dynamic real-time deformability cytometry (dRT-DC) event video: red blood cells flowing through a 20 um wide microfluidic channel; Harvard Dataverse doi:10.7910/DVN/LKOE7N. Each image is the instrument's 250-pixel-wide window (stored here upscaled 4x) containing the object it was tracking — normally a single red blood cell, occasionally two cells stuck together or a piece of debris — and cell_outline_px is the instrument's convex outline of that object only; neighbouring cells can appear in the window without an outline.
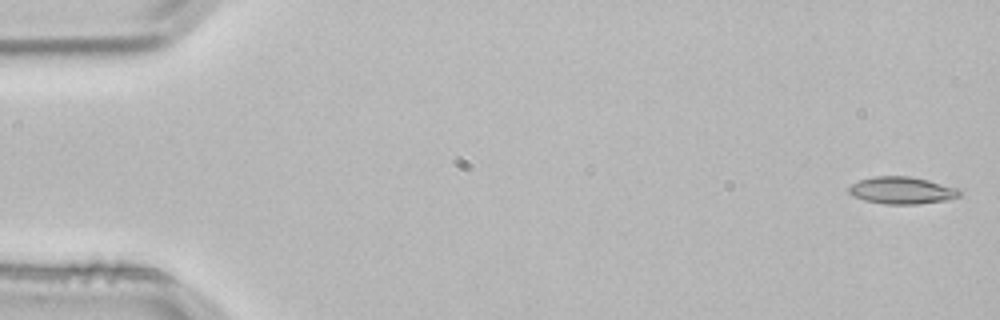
{"species": "common noctule bat (a hibernating species)", "species_latin": "Nyctalus noctula", "temperature_condition": "room temperature", "stored_images_in_passage": 4, "camera_frame_rate_fps": 3000, "um_per_image_px": 0.085, "animal": {"sex": "male", "body_mass_g": 21.5, "forearm_length_mm": 52.0}, "frame": {"image": 1, "passage_image": 1, "time_ms": 0.0, "image_size_px": [1000, 320], "cell_outline_px": [[964, 192], [960, 196], [948, 200], [916, 204], [884, 204], [864, 200], [852, 196], [848, 192], [848, 188], [852, 184], [860, 180], [876, 176], [908, 176], [928, 180], [960, 188]], "centroid_in_image_um": [76.7, 16.19], "position_along_channel_um": 8.3, "area_um2": 17.69}}
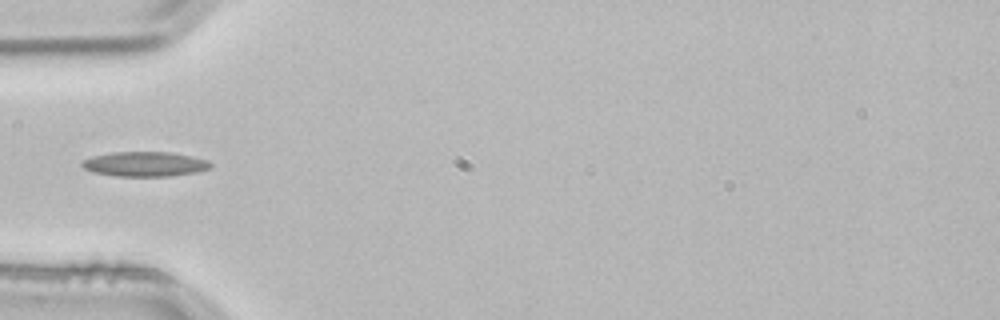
{"frame": {"image": 2, "passage_image": 4, "time_ms": 1.0, "image_size_px": [1000, 320], "cell_outline_px": [[212, 168], [196, 172], [168, 176], [116, 176], [92, 172], [84, 168], [80, 164], [84, 160], [92, 156], [112, 152], [168, 152], [192, 156], [208, 160], [212, 164]], "centroid_in_image_um": [12.32, 13.94], "position_along_channel_um": 72.7, "area_um2": 18.55}}